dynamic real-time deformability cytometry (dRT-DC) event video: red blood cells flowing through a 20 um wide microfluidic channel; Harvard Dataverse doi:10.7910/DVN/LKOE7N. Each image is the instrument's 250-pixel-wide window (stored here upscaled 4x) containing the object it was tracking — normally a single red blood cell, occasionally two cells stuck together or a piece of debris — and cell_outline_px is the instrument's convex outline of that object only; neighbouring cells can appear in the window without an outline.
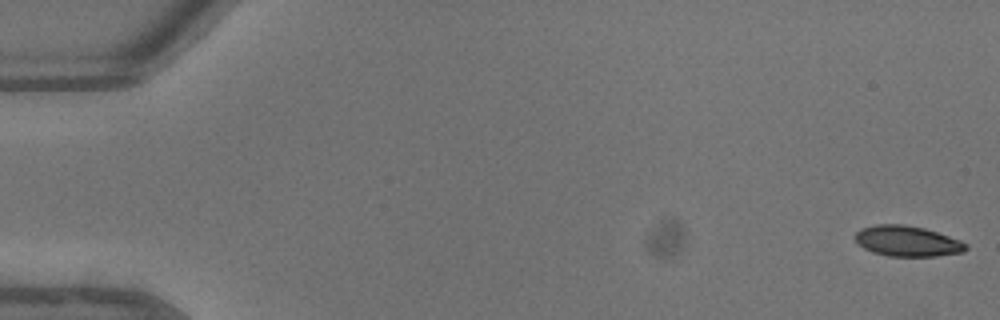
{"species": "common noctule bat (a hibernating species)", "species_latin": "Nyctalus noctula", "temperature_condition": "warm", "stored_images_in_passage": 45, "camera_frame_rate_fps": 3000, "um_per_image_px": 0.085, "animal": {"sex": "male", "body_mass_g": 13.3}, "frame": {"image": 1, "passage_image": 1, "time_ms": 0.0, "image_size_px": [1000, 320], "cell_outline_px": [[968, 248], [964, 252], [936, 256], [888, 256], [872, 252], [856, 244], [856, 232], [860, 228], [876, 224], [904, 224], [924, 228], [960, 240], [968, 244]], "centroid_in_image_um": [77.11, 20.49], "position_along_channel_um": 7.9, "area_um2": 19.83}}
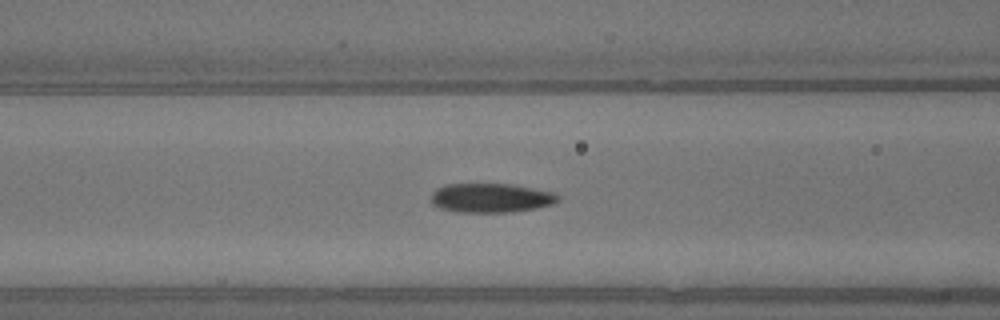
{"frame": {"image": 2, "passage_image": 19, "time_ms": 6.0, "image_size_px": [1000, 320], "cell_outline_px": [[560, 200], [552, 204], [536, 208], [512, 212], [460, 212], [440, 208], [432, 204], [432, 192], [436, 188], [448, 184], [512, 184], [556, 192], [560, 196]], "centroid_in_image_um": [41.77, 16.82], "position_along_channel_um": 124.8, "area_um2": 21.73}}
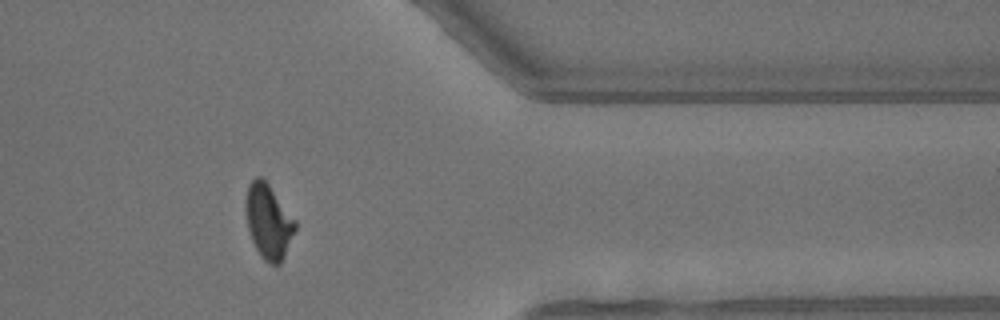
{"frame": {"image": 3, "passage_image": 37, "time_ms": 12.0, "image_size_px": [1000, 320], "cell_outline_px": [[296, 228], [284, 256], [280, 264], [272, 264], [264, 260], [256, 248], [252, 240], [248, 228], [244, 204], [248, 184], [256, 176], [260, 176], [268, 184], [296, 220]], "centroid_in_image_um": [22.8, 18.8], "position_along_channel_um": 388.6, "area_um2": 21.27}, "authors_computed_cell_mechanics": {"area_um2": 21.386, "velocity_mm_per_s": 4.6819, "shape_relaxation_time_tau1_ms": 5.1083, "shape_relaxation_time_tau2_ms": 2.802, "deformation_change_tau1": 0.1856, "deformation_change_tau2": 0.0799}}